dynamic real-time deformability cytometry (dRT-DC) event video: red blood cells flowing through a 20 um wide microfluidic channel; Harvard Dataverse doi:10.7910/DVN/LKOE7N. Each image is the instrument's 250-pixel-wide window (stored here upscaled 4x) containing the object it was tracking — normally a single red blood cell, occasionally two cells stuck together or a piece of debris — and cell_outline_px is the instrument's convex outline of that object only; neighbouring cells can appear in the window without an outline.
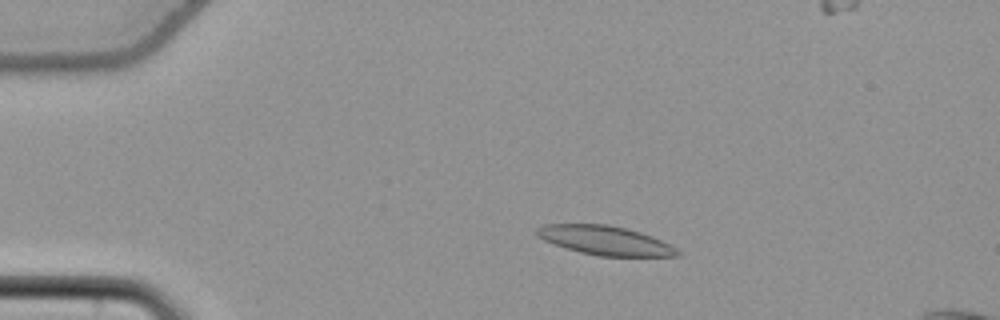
{"species": "common noctule bat (a hibernating species)", "species_latin": "Nyctalus noctula", "temperature_condition": "cold", "stored_images_in_passage": 58, "camera_frame_rate_fps": 3000, "um_per_image_px": 0.085, "animal": {"sex": "female", "body_mass_g": 22.7, "forearm_length_mm": 54.2}, "frame": {"image": 1, "passage_image": 13, "time_ms": 4.0, "image_size_px": [1000, 320], "cell_outline_px": [[680, 256], [596, 256], [580, 252], [544, 240], [536, 236], [536, 228], [544, 224], [608, 224], [640, 232], [652, 236], [676, 248], [680, 252]], "centroid_in_image_um": [51.42, 20.43], "position_along_channel_um": 33.6, "area_um2": 23.64}}
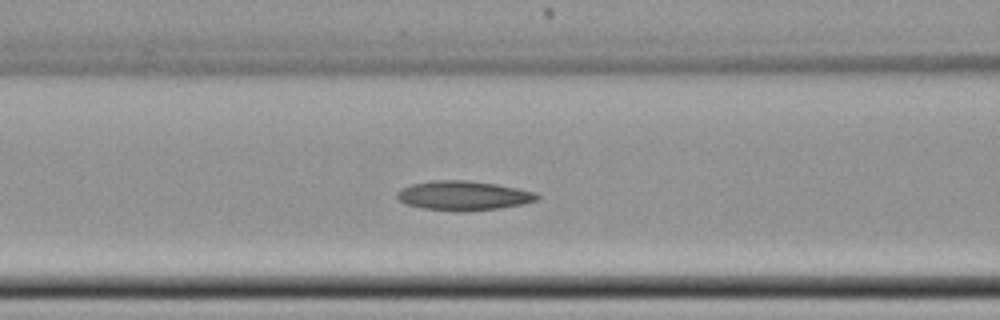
{"frame": {"image": 2, "passage_image": 25, "time_ms": 8.0, "image_size_px": [1000, 320], "cell_outline_px": [[540, 200], [524, 204], [500, 208], [464, 212], [420, 208], [404, 204], [396, 196], [396, 192], [400, 188], [412, 184], [432, 180], [468, 180], [496, 184], [536, 192], [540, 196]], "centroid_in_image_um": [39.39, 16.63], "position_along_channel_um": 127.2, "area_um2": 24.33}}
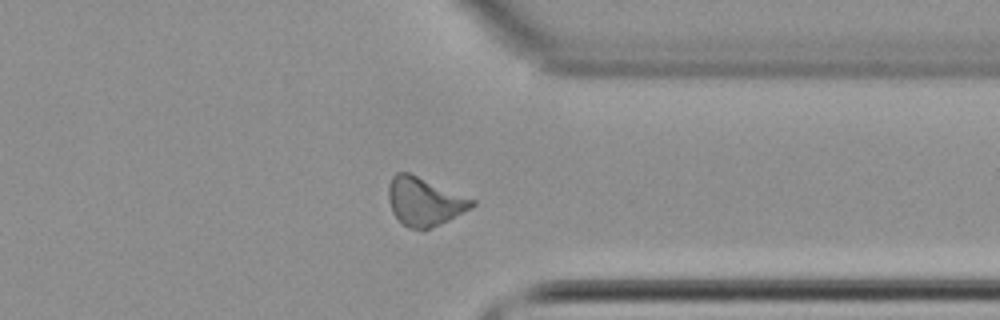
{"frame": {"image": 3, "passage_image": 45, "time_ms": 14.667, "image_size_px": [1000, 320], "cell_outline_px": [[476, 204], [472, 208], [432, 228], [408, 228], [392, 212], [388, 200], [388, 184], [392, 176], [396, 172], [408, 172], [476, 200]], "centroid_in_image_um": [36.07, 17.11], "position_along_channel_um": 375.3, "area_um2": 23.35}, "authors_computed_cell_mechanics": {"area_um2": 23.6691, "velocity_mm_per_s": 3.7606, "shape_relaxation_time_tau1_ms": 9.9573, "shape_relaxation_time_tau2_ms": 7.1446, "deformation_change_tau1": 0.1583, "deformation_change_tau2": 0.1473}}